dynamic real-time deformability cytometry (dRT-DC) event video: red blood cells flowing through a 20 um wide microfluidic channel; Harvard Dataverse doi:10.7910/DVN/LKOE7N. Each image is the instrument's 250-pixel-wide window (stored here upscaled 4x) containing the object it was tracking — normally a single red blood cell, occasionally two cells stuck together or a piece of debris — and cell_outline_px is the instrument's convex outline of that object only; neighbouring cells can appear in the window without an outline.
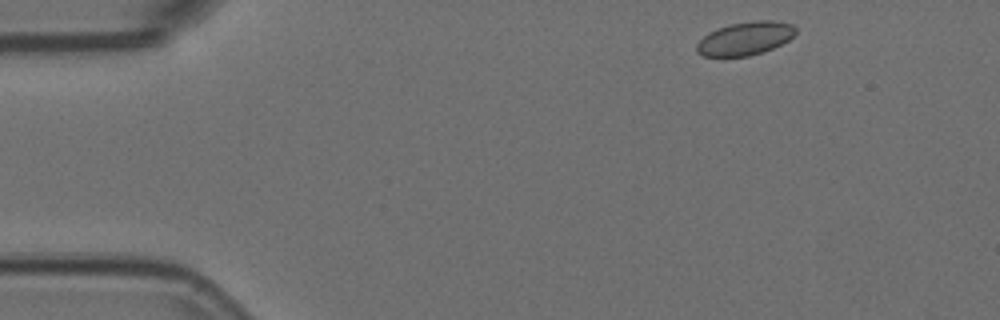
{"species": "Egyptian fruit bat (a non-hibernating species)", "species_latin": "Rousettus aegyptiacus", "temperature_condition": "room temperature", "stored_images_in_passage": 4, "camera_frame_rate_fps": 3000, "um_per_image_px": 0.085, "animal": {"sex": "female"}, "frame": {"image": 1, "passage_image": 1, "time_ms": 0.0, "image_size_px": [1000, 320], "cell_outline_px": [[796, 32], [788, 40], [772, 48], [748, 56], [704, 56], [696, 52], [696, 44], [708, 32], [716, 28], [732, 24], [756, 20], [776, 20], [792, 24], [796, 28]], "centroid_in_image_um": [63.32, 3.25], "position_along_channel_um": 21.7, "area_um2": 19.07}}
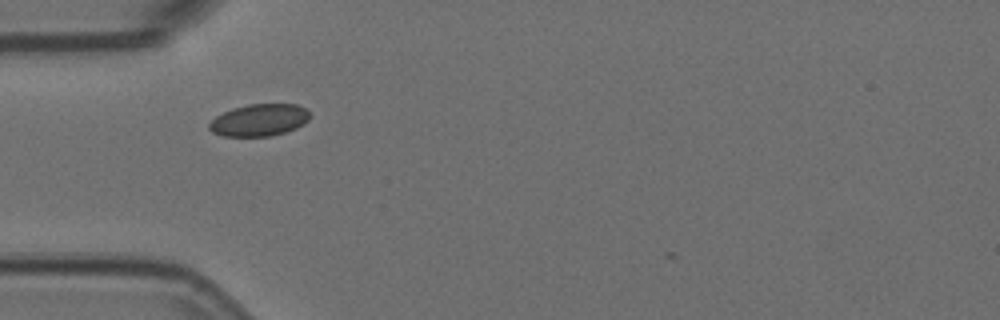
{"frame": {"image": 2, "passage_image": 3, "time_ms": 0.667, "image_size_px": [1000, 320], "cell_outline_px": [[312, 116], [304, 124], [296, 128], [284, 132], [268, 136], [220, 136], [212, 132], [208, 128], [208, 124], [216, 116], [232, 108], [248, 104], [296, 104], [308, 108]], "centroid_in_image_um": [22.06, 10.2], "position_along_channel_um": 62.9, "area_um2": 19.02}}
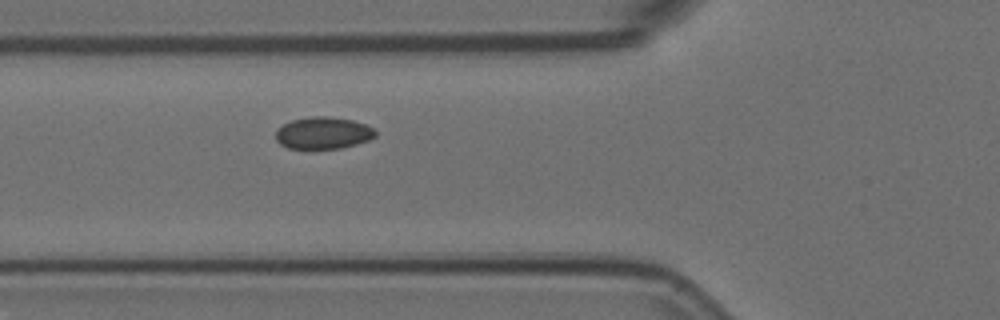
{"frame": {"image": 3, "passage_image": 4, "time_ms": 1.0, "image_size_px": [1000, 320], "cell_outline_px": [[376, 136], [368, 140], [356, 144], [340, 148], [288, 148], [280, 144], [276, 140], [276, 128], [292, 120], [312, 116], [328, 116], [352, 120], [376, 128]], "centroid_in_image_um": [27.47, 11.29], "position_along_channel_um": 98.3, "area_um2": 18.55}}